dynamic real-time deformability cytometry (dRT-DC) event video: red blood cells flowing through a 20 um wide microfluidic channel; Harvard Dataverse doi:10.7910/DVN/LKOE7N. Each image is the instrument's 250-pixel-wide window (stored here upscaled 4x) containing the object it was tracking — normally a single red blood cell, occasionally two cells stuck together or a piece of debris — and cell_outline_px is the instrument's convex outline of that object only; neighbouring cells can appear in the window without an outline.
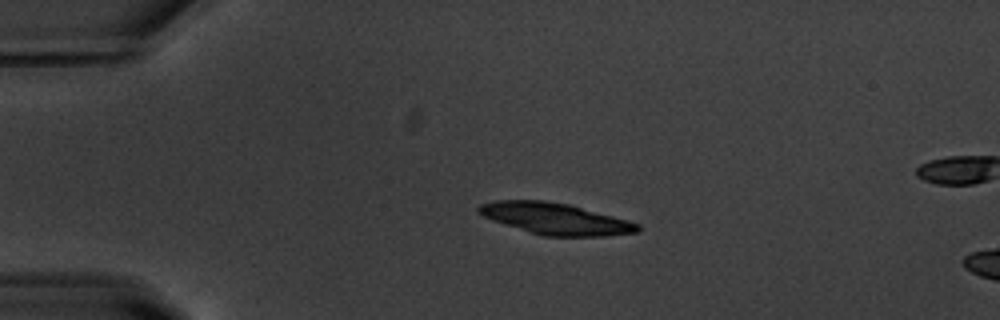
{"species": "common noctule bat (a hibernating species)", "species_latin": "Nyctalus noctula", "temperature_condition": "warm", "stored_images_in_passage": 11, "camera_frame_rate_fps": 3000, "um_per_image_px": 0.085, "animal": {"sex": "male", "body_mass_g": 20.1, "forearm_length_mm": 53.5}, "frame": {"image": 1, "passage_image": 7, "time_ms": 2.0, "image_size_px": [1000, 320], "cell_outline_px": [[640, 232], [604, 236], [544, 236], [492, 220], [476, 212], [476, 208], [480, 204], [496, 200], [544, 200], [568, 204], [628, 220], [640, 224]], "centroid_in_image_um": [47.21, 18.58], "position_along_channel_um": 37.8, "area_um2": 28.96}}